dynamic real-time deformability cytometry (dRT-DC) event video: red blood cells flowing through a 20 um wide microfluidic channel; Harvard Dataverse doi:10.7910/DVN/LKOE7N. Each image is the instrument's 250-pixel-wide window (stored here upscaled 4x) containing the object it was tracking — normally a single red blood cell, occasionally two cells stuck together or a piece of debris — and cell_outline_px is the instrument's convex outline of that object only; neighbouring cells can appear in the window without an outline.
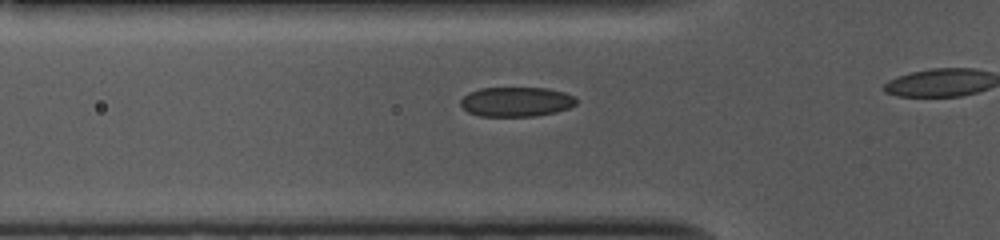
{"species": "common noctule bat (a hibernating species)", "species_latin": "Nyctalus noctula", "temperature_condition": "cold", "stored_images_in_passage": 13, "camera_frame_rate_fps": 3000, "um_per_image_px": 0.085, "animal": {"sex": "female", "body_mass_g": 10.0, "forearm_length_mm": 53.1}, "frame": {"image": 1, "passage_image": 8, "time_ms": 2.333, "image_size_px": [1000, 240], "cell_outline_px": [[576, 104], [568, 108], [556, 112], [536, 116], [480, 116], [468, 112], [460, 104], [460, 100], [468, 92], [480, 88], [548, 88], [564, 92], [576, 96]], "centroid_in_image_um": [43.89, 8.65], "position_along_channel_um": 81.9, "area_um2": 20.06}}
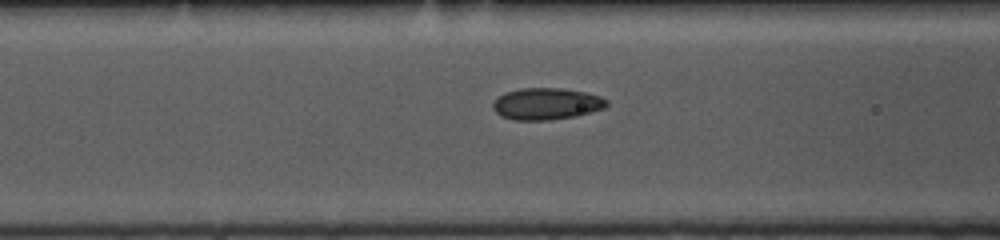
{"frame": {"image": 2, "passage_image": 11, "time_ms": 3.333, "image_size_px": [1000, 240], "cell_outline_px": [[608, 104], [604, 108], [576, 116], [552, 120], [516, 120], [500, 116], [492, 108], [492, 104], [504, 92], [520, 88], [560, 88], [584, 92], [600, 96], [608, 100]], "centroid_in_image_um": [46.44, 8.83], "position_along_channel_um": 120.2, "area_um2": 21.04}}